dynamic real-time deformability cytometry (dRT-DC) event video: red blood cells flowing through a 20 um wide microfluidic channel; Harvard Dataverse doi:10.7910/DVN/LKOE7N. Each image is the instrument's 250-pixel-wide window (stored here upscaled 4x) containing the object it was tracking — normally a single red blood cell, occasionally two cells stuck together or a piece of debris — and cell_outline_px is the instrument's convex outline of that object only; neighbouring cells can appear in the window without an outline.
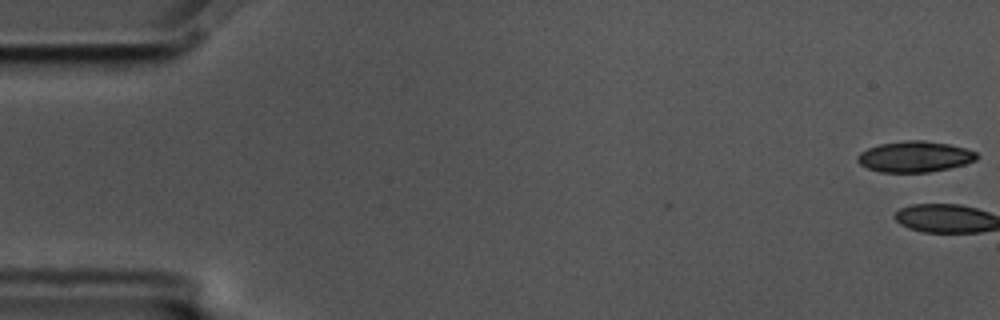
{"species": "common noctule bat (a hibernating species)", "species_latin": "Nyctalus noctula", "temperature_condition": "cold", "stored_images_in_passage": 2, "camera_frame_rate_fps": 3000, "um_per_image_px": 0.085, "animal": {"sex": "male", "body_mass_g": 17.5, "forearm_length_mm": 52.3}, "frame": {"image": 1, "passage_image": 1, "time_ms": 0.0, "image_size_px": [1000, 320], "cell_outline_px": [[976, 160], [964, 164], [948, 168], [928, 172], [880, 172], [868, 168], [860, 164], [856, 160], [856, 156], [860, 152], [868, 148], [880, 144], [908, 140], [924, 140], [948, 144], [964, 148], [976, 152]], "centroid_in_image_um": [77.71, 13.31], "position_along_channel_um": 7.3, "area_um2": 21.27}}